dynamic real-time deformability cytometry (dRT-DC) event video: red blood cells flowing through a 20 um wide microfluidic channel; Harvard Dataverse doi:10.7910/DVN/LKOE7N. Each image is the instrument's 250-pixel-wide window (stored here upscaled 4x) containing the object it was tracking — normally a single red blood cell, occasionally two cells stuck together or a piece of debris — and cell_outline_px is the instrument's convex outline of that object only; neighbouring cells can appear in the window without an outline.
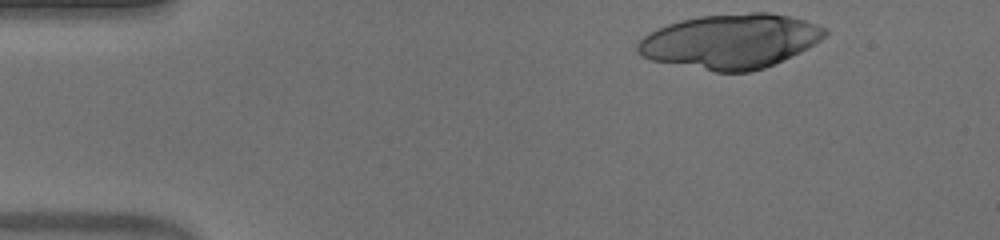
{"species": "human", "species_latin": "Homo sapiens", "temperature_condition": "warm", "stored_images_in_passage": 37, "camera_frame_rate_fps": 3000, "um_per_image_px": 0.085, "donor": {"sex": "male"}, "frame": {"image": 1, "passage_image": 1, "time_ms": 0.0, "image_size_px": [1000, 240], "cell_outline_px": [[828, 32], [820, 40], [800, 52], [764, 68], [748, 72], [716, 72], [652, 60], [640, 56], [636, 52], [636, 44], [648, 32], [668, 24], [680, 20], [700, 16], [752, 12], [768, 12], [788, 16], [804, 20], [828, 28]], "centroid_in_image_um": [62.07, 3.5], "position_along_channel_um": 22.9, "area_um2": 59.42}}
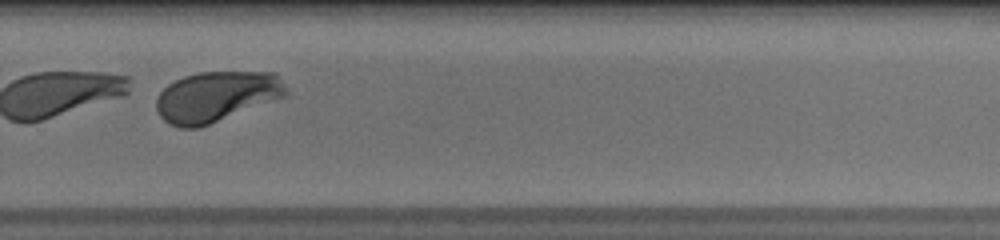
{"frame": {"image": 2, "passage_image": 30, "time_ms": 9.667, "image_size_px": [1000, 240], "cell_outline_px": [[288, 96], [208, 124], [196, 128], [180, 128], [168, 124], [160, 116], [156, 108], [156, 96], [168, 84], [184, 76], [200, 72], [276, 72], [288, 92]], "centroid_in_image_um": [18.39, 8.2], "position_along_channel_um": 311.4, "area_um2": 38.15}}